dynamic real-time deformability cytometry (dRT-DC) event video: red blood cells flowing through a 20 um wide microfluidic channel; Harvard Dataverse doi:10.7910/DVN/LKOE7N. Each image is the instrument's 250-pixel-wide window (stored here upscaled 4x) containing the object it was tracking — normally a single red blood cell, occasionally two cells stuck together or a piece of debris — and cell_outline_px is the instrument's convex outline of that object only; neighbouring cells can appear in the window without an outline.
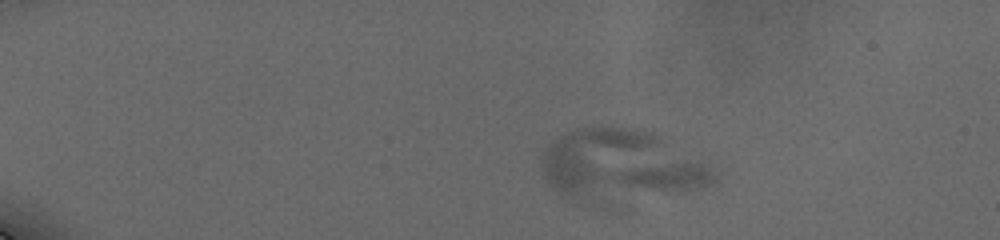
{"species": "human", "species_latin": "Homo sapiens", "temperature_condition": "cold", "stored_images_in_passage": 3, "camera_frame_rate_fps": 3000, "um_per_image_px": 0.085, "donor": {"sex": "male"}, "frame": {"image": 1, "passage_image": 1, "time_ms": 0.0, "image_size_px": [1000, 240], "cell_outline_px": [[716, 180], [712, 184], [704, 188], [684, 192], [588, 196], [560, 196], [548, 184], [544, 176], [544, 148], [556, 136], [564, 132], [576, 128], [632, 128], [652, 132], [712, 168], [716, 176]], "centroid_in_image_um": [52.75, 13.95], "position_along_channel_um": 32.3, "area_um2": 67.45}}